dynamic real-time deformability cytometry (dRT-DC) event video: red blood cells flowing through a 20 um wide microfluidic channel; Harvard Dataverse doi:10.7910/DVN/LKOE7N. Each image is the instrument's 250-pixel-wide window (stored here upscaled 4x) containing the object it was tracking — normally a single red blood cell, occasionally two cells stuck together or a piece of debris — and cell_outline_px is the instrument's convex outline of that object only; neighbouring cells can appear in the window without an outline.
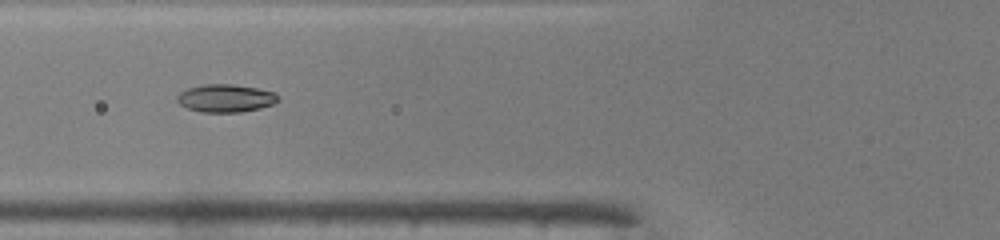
{"species": "common noctule bat (a hibernating species)", "species_latin": "Nyctalus noctula", "temperature_condition": "warm", "stored_images_in_passage": 39, "camera_frame_rate_fps": 3000, "um_per_image_px": 0.085, "animal": {"sex": "male", "body_mass_g": 19.0, "forearm_length_mm": 50.8}, "frame": {"image": 1, "passage_image": 9, "time_ms": 2.667, "image_size_px": [1000, 240], "cell_outline_px": [[280, 100], [272, 104], [260, 108], [240, 112], [200, 112], [188, 108], [180, 104], [176, 100], [176, 96], [180, 92], [188, 88], [204, 84], [232, 84], [256, 88], [276, 92], [280, 96]], "centroid_in_image_um": [19.19, 8.34], "position_along_channel_um": 106.6, "area_um2": 16.47}}
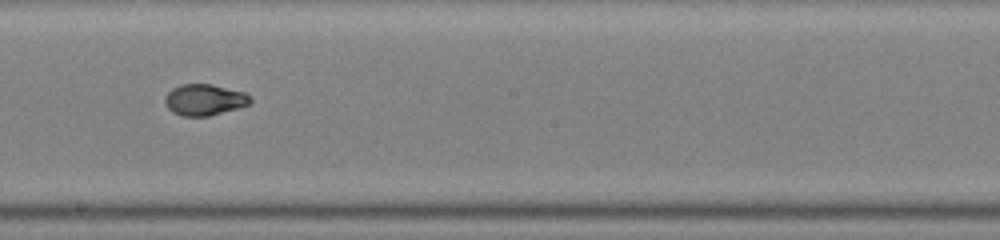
{"frame": {"image": 2, "passage_image": 18, "time_ms": 5.667, "image_size_px": [1000, 240], "cell_outline_px": [[252, 100], [248, 104], [236, 108], [208, 116], [184, 116], [172, 112], [168, 108], [164, 100], [168, 92], [172, 88], [180, 84], [212, 84], [244, 92]], "centroid_in_image_um": [17.34, 8.47], "position_along_channel_um": 230.9, "area_um2": 15.32}}
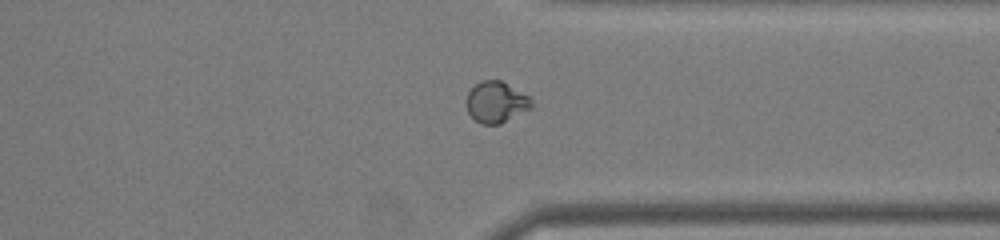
{"frame": {"image": 3, "passage_image": 28, "time_ms": 9.0, "image_size_px": [1000, 240], "cell_outline_px": [[532, 108], [500, 124], [480, 124], [468, 112], [468, 92], [476, 84], [484, 80], [500, 80], [532, 96]], "centroid_in_image_um": [42.23, 8.68], "position_along_channel_um": 369.2, "area_um2": 15.55}}